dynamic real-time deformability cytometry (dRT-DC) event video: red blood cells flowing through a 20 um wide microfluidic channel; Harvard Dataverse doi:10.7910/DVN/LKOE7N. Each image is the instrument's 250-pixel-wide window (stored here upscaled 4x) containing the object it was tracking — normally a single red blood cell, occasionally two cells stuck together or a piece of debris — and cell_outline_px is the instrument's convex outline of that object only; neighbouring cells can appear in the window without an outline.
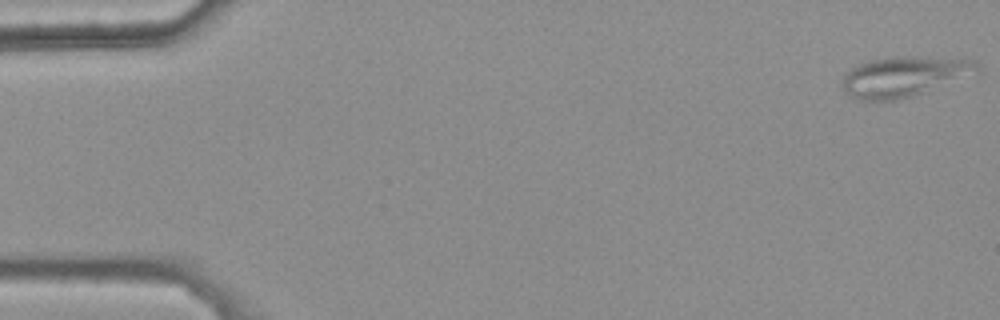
{"species": "common noctule bat (a hibernating species)", "species_latin": "Nyctalus noctula", "temperature_condition": "warm", "stored_images_in_passage": 48, "camera_frame_rate_fps": 3000, "um_per_image_px": 0.085, "animal": {"sex": "female", "body_mass_g": 25.1}, "frame": {"image": 1, "passage_image": 1, "time_ms": 0.0, "image_size_px": [1000, 320], "cell_outline_px": [[980, 68], [924, 92], [912, 96], [896, 100], [856, 100], [844, 92], [840, 88], [840, 80], [856, 64], [872, 60], [892, 56], [908, 56], [976, 60]], "centroid_in_image_um": [76.67, 6.51], "position_along_channel_um": 8.3, "area_um2": 30.98}}
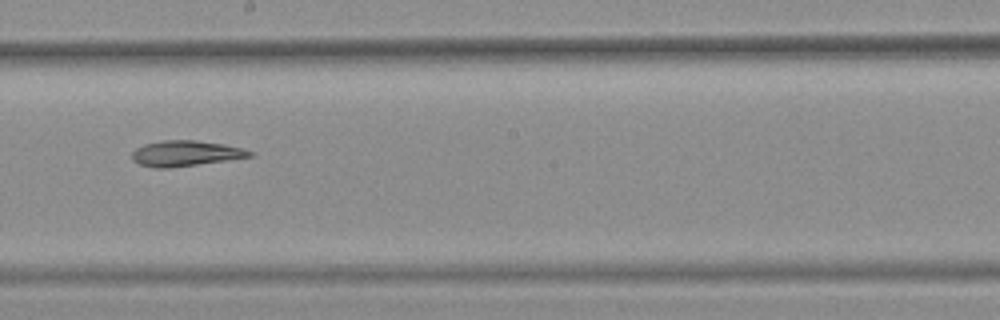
{"frame": {"image": 2, "passage_image": 30, "time_ms": 9.667, "image_size_px": [1000, 320], "cell_outline_px": [[252, 156], [168, 168], [156, 168], [140, 164], [132, 160], [132, 152], [136, 148], [144, 144], [160, 140], [196, 140], [224, 144], [244, 148], [252, 152]], "centroid_in_image_um": [15.73, 13.02], "position_along_channel_um": 232.5, "area_um2": 17.34}}
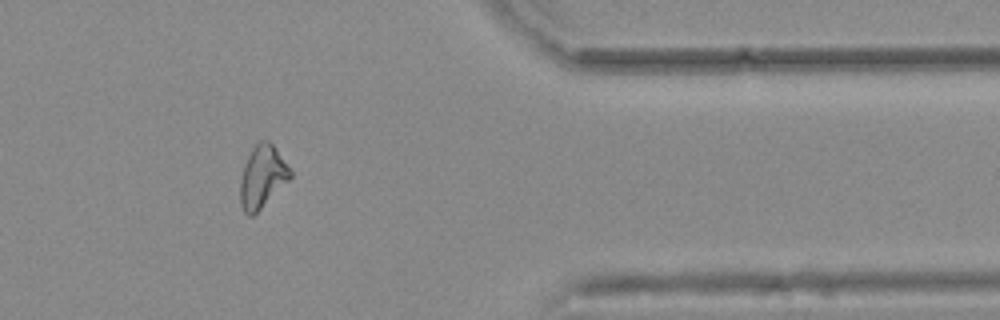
{"frame": {"image": 3, "passage_image": 44, "time_ms": 14.333, "image_size_px": [1000, 320], "cell_outline_px": [[292, 176], [252, 216], [248, 216], [244, 212], [240, 204], [240, 180], [248, 156], [252, 148], [260, 140], [268, 140], [276, 148], [292, 172]], "centroid_in_image_um": [22.28, 15.01], "position_along_channel_um": 389.1, "area_um2": 17.74}}